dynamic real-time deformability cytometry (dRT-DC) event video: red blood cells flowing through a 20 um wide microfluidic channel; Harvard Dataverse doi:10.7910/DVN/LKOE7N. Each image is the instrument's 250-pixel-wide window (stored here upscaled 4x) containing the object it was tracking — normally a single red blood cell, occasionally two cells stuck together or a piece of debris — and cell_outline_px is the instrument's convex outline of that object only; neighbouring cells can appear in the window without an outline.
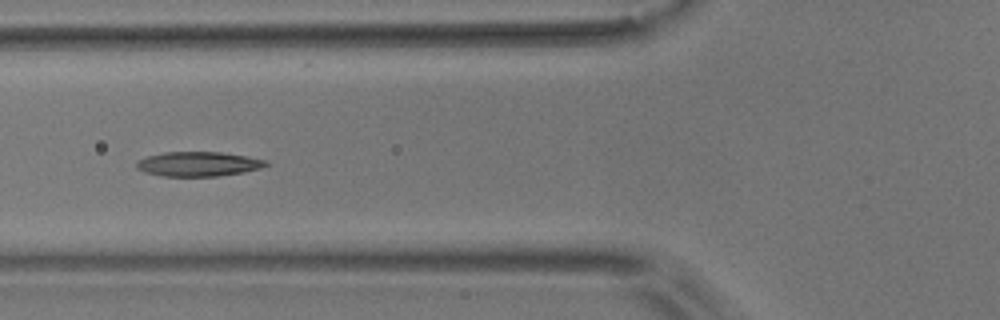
{"species": "common noctule bat (a hibernating species)", "species_latin": "Nyctalus noctula", "temperature_condition": "room temperature", "stored_images_in_passage": 9, "camera_frame_rate_fps": 3000, "um_per_image_px": 0.085, "animal": {"sex": "male", "body_mass_g": 17.9}, "frame": {"image": 1, "passage_image": 6, "time_ms": 5.667, "image_size_px": [1000, 320], "cell_outline_px": [[268, 164], [260, 168], [244, 172], [220, 176], [160, 176], [144, 172], [136, 168], [136, 160], [148, 156], [164, 152], [220, 152], [248, 156], [268, 160]], "centroid_in_image_um": [16.85, 13.94], "position_along_channel_um": 109.0, "area_um2": 18.67}}
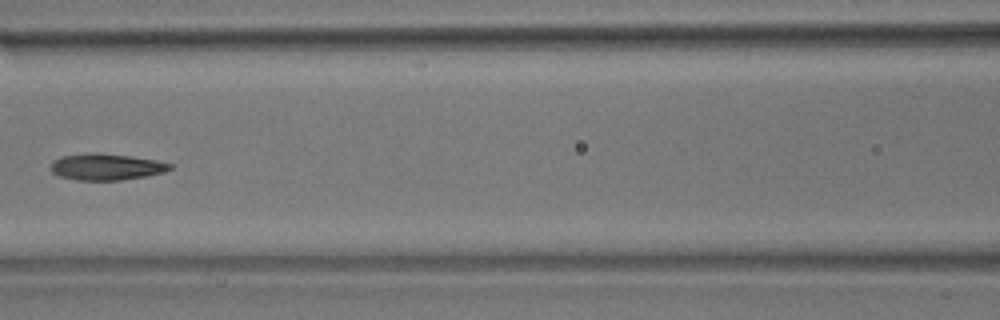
{"frame": {"image": 2, "passage_image": 7, "time_ms": 7.0, "image_size_px": [1000, 320], "cell_outline_px": [[172, 168], [164, 172], [144, 176], [120, 180], [76, 180], [60, 176], [52, 172], [48, 168], [52, 160], [60, 156], [96, 152], [100, 152], [156, 160], [172, 164]], "centroid_in_image_um": [8.97, 14.17], "position_along_channel_um": 157.6, "area_um2": 18.44}}
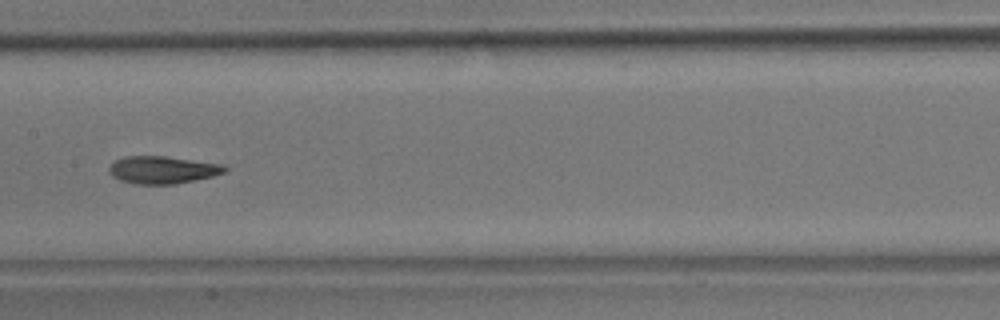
{"frame": {"image": 3, "passage_image": 8, "time_ms": 8.0, "image_size_px": [1000, 320], "cell_outline_px": [[228, 168], [224, 172], [212, 176], [176, 184], [132, 184], [120, 180], [112, 176], [108, 172], [108, 168], [116, 160], [124, 156], [164, 156], [224, 164]], "centroid_in_image_um": [13.8, 14.44], "position_along_channel_um": 193.6, "area_um2": 18.55}}